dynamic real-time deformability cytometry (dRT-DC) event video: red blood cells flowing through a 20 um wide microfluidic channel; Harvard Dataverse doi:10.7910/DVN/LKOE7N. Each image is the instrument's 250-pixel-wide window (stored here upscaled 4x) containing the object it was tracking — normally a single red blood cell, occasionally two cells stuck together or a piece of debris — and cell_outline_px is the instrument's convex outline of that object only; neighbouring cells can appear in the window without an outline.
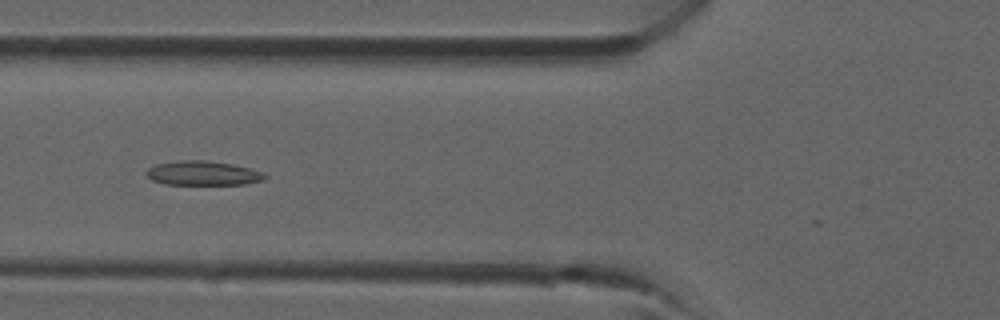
{"species": "common noctule bat (a hibernating species)", "species_latin": "Nyctalus noctula", "temperature_condition": "room temperature", "stored_images_in_passage": 17, "camera_frame_rate_fps": 3000, "um_per_image_px": 0.085, "animal": {"sex": "male", "forearm_length_mm": 52.5}, "frame": {"image": 1, "passage_image": 7, "time_ms": 2.0, "image_size_px": [1000, 320], "cell_outline_px": [[268, 176], [264, 180], [244, 184], [164, 184], [152, 180], [144, 172], [148, 168], [156, 164], [176, 160], [204, 160], [232, 164], [264, 172]], "centroid_in_image_um": [17.24, 14.71], "position_along_channel_um": 108.6, "area_um2": 16.82}}
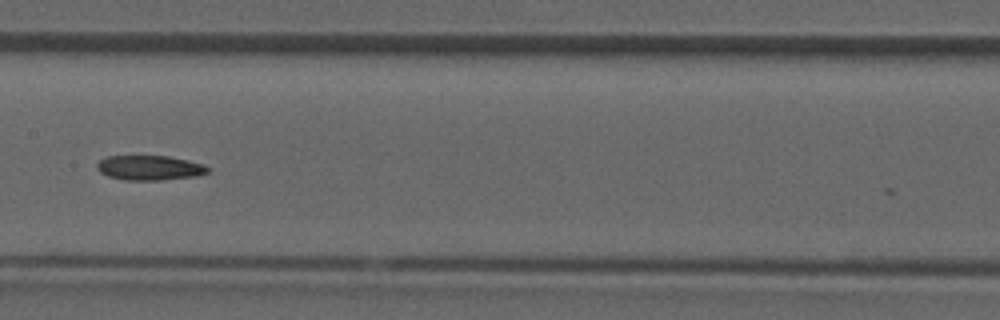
{"frame": {"image": 2, "passage_image": 12, "time_ms": 3.667, "image_size_px": [1000, 320], "cell_outline_px": [[212, 168], [208, 172], [196, 176], [160, 180], [124, 180], [108, 176], [100, 172], [96, 168], [96, 164], [104, 156], [168, 156], [188, 160], [204, 164]], "centroid_in_image_um": [12.72, 14.26], "position_along_channel_um": 194.7, "area_um2": 16.13}}
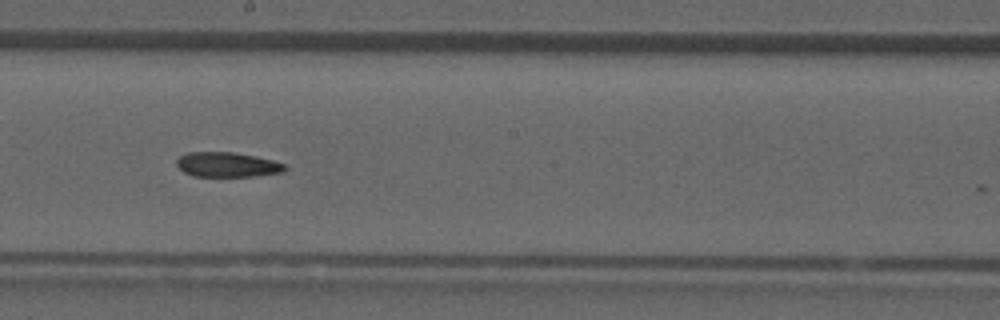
{"frame": {"image": 3, "passage_image": 14, "time_ms": 4.333, "image_size_px": [1000, 320], "cell_outline_px": [[288, 168], [284, 172], [252, 176], [192, 176], [184, 172], [176, 164], [176, 160], [180, 156], [188, 152], [232, 152], [272, 160], [288, 164]], "centroid_in_image_um": [19.33, 14.0], "position_along_channel_um": 228.9, "area_um2": 15.61}}